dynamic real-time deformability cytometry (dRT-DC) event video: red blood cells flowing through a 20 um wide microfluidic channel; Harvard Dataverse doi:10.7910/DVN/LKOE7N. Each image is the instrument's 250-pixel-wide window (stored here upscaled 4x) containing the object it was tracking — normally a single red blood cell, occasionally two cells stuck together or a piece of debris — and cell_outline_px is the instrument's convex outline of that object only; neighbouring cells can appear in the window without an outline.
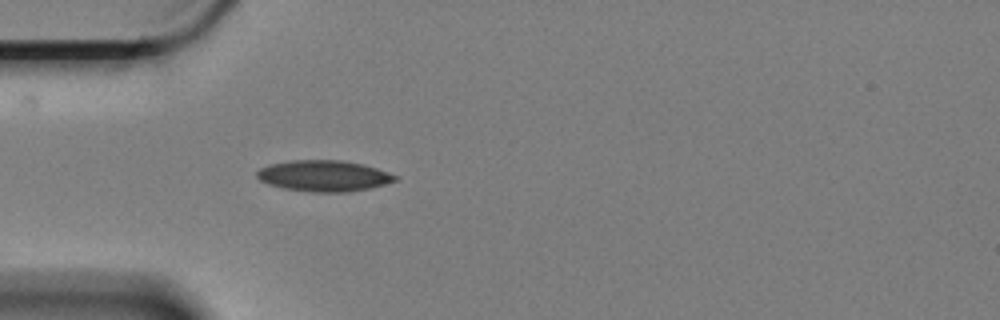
{"species": "Egyptian fruit bat (a non-hibernating species)", "species_latin": "Rousettus aegyptiacus", "temperature_condition": "cold", "stored_images_in_passage": 43, "camera_frame_rate_fps": 3000, "um_per_image_px": 0.085, "animal": {"sex": "female"}, "frame": {"image": 1, "passage_image": 1, "time_ms": 0.0, "image_size_px": [1000, 320], "cell_outline_px": [[400, 176], [396, 180], [384, 184], [368, 188], [348, 192], [312, 192], [284, 188], [268, 184], [260, 180], [256, 176], [256, 172], [260, 168], [272, 164], [292, 160], [344, 160], [364, 164]], "centroid_in_image_um": [27.54, 14.94], "position_along_channel_um": 57.5, "area_um2": 24.97}}
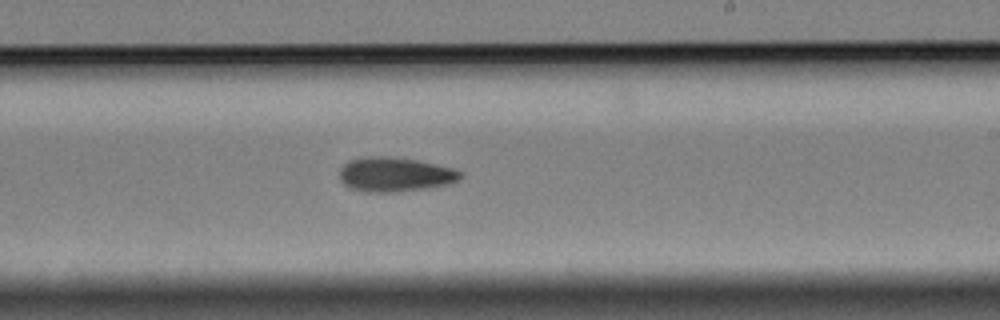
{"frame": {"image": 2, "passage_image": 19, "time_ms": 6.0, "image_size_px": [1000, 320], "cell_outline_px": [[464, 172], [456, 180], [444, 184], [424, 188], [400, 192], [364, 192], [348, 188], [340, 180], [340, 168], [348, 160], [368, 156], [384, 156], [416, 160], [452, 168]], "centroid_in_image_um": [33.49, 14.83], "position_along_channel_um": 255.5, "area_um2": 24.04}}
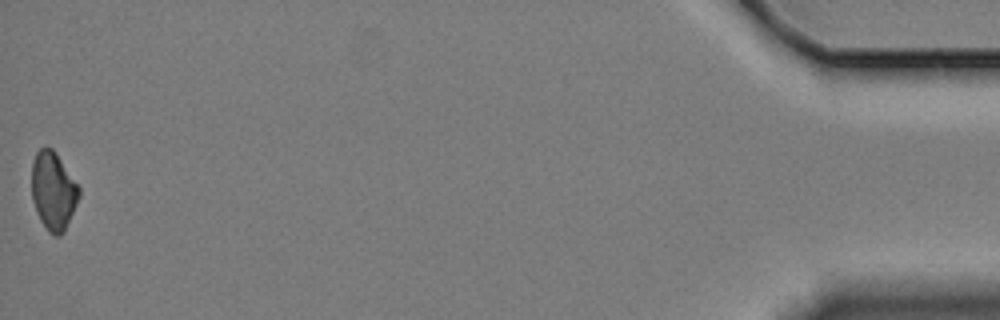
{"frame": {"image": 3, "passage_image": 43, "time_ms": 14.0, "image_size_px": [1000, 320], "cell_outline_px": [[80, 196], [64, 232], [60, 236], [56, 236], [48, 232], [40, 220], [32, 200], [32, 164], [36, 152], [40, 148], [52, 148], [56, 152], [80, 188]], "centroid_in_image_um": [4.53, 16.24], "position_along_channel_um": 430.7, "area_um2": 21.5}, "authors_computed_cell_mechanics": {"area_um2": 22.7154, "velocity_mm_per_s": 3.3601, "shape_relaxation_time_tau1_ms": 8.4456, "shape_relaxation_time_tau2_ms": null, "deformation_change_tau1": 0.1487, "deformation_change_tau2": null}}